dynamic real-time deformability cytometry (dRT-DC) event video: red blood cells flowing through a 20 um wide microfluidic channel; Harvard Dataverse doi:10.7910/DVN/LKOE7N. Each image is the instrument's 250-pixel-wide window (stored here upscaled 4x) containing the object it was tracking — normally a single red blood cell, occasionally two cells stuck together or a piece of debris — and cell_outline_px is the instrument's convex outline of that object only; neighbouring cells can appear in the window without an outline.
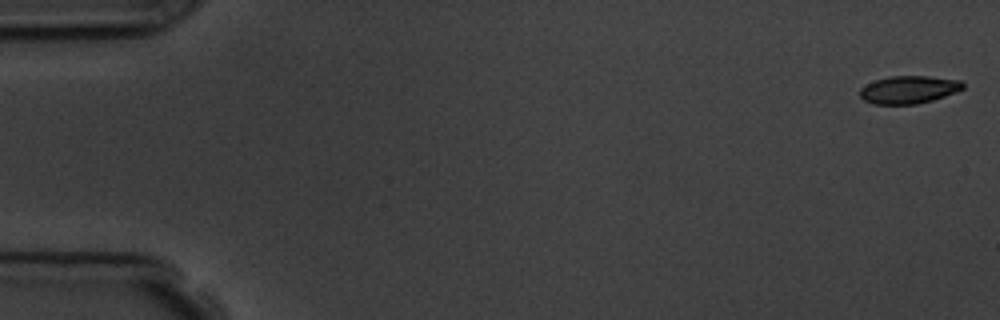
{"species": "common noctule bat (a hibernating species)", "species_latin": "Nyctalus noctula", "temperature_condition": "room temperature", "stored_images_in_passage": 5, "camera_frame_rate_fps": 3000, "um_per_image_px": 0.085, "animal": {"sex": "male", "body_mass_g": 19.5, "forearm_length_mm": 54.6}, "frame": {"image": 1, "passage_image": 1, "time_ms": 0.0, "image_size_px": [1000, 320], "cell_outline_px": [[964, 88], [944, 96], [932, 100], [916, 104], [872, 104], [864, 100], [860, 96], [860, 88], [876, 80], [892, 76], [928, 76], [960, 80], [964, 84]], "centroid_in_image_um": [77.24, 7.62], "position_along_channel_um": 7.8, "area_um2": 16.47}}